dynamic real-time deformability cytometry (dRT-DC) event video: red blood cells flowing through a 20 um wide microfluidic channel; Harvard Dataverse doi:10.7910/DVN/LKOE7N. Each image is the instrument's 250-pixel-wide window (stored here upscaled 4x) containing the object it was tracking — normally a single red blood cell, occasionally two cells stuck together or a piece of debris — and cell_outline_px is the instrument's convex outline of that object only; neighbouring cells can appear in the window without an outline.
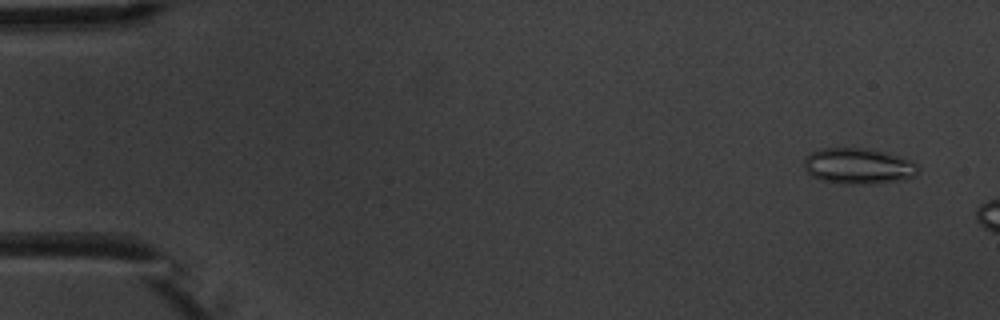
{"species": "common noctule bat (a hibernating species)", "species_latin": "Nyctalus noctula", "temperature_condition": "warm", "stored_images_in_passage": 3, "camera_frame_rate_fps": 3000, "um_per_image_px": 0.085, "animal": {"sex": "male", "body_mass_g": 20.1, "forearm_length_mm": 53.5}, "frame": {"image": 1, "passage_image": 1, "time_ms": 0.0, "image_size_px": [1000, 320], "cell_outline_px": [[920, 172], [916, 176], [904, 180], [876, 184], [844, 184], [820, 180], [812, 176], [804, 168], [804, 160], [812, 152], [824, 148], [868, 148], [884, 152], [912, 160], [920, 168]], "centroid_in_image_um": [73.02, 14.13], "position_along_channel_um": 12.0, "area_um2": 24.16}}